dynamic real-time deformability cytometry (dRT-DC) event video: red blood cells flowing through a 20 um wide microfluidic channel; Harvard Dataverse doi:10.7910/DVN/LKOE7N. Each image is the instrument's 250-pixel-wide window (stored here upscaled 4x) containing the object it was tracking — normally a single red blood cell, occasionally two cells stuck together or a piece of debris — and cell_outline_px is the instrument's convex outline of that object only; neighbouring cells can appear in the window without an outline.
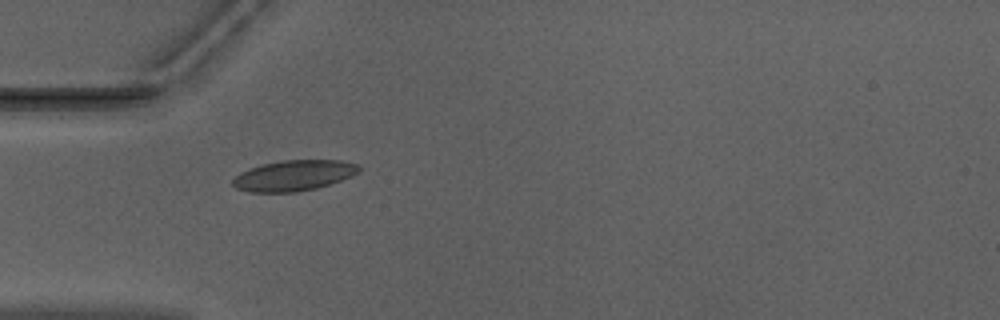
{"species": "Egyptian fruit bat (a non-hibernating species)", "species_latin": "Rousettus aegyptiacus", "temperature_condition": "warm", "stored_images_in_passage": 8, "camera_frame_rate_fps": 3000, "um_per_image_px": 0.085, "animal": {"sex": "male"}, "frame": {"image": 1, "passage_image": 1, "time_ms": 0.0, "image_size_px": [1000, 320], "cell_outline_px": [[360, 168], [352, 176], [316, 188], [296, 192], [248, 192], [236, 188], [232, 184], [232, 180], [240, 172], [248, 168], [260, 164], [284, 160], [340, 160], [360, 164]], "centroid_in_image_um": [24.93, 14.91], "position_along_channel_um": 60.1, "area_um2": 22.54}}
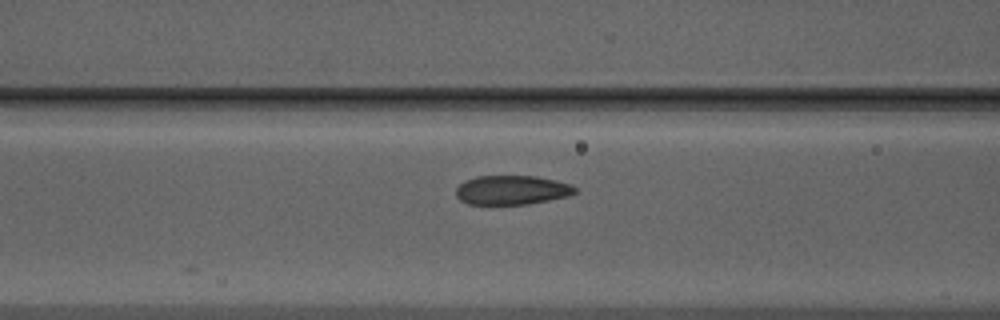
{"frame": {"image": 2, "passage_image": 6, "time_ms": 1.667, "image_size_px": [1000, 320], "cell_outline_px": [[576, 192], [568, 196], [528, 204], [468, 204], [460, 200], [456, 196], [456, 188], [464, 180], [476, 176], [536, 176], [556, 180], [572, 184], [576, 188]], "centroid_in_image_um": [43.5, 16.15], "position_along_channel_um": 123.1, "area_um2": 20.35}}